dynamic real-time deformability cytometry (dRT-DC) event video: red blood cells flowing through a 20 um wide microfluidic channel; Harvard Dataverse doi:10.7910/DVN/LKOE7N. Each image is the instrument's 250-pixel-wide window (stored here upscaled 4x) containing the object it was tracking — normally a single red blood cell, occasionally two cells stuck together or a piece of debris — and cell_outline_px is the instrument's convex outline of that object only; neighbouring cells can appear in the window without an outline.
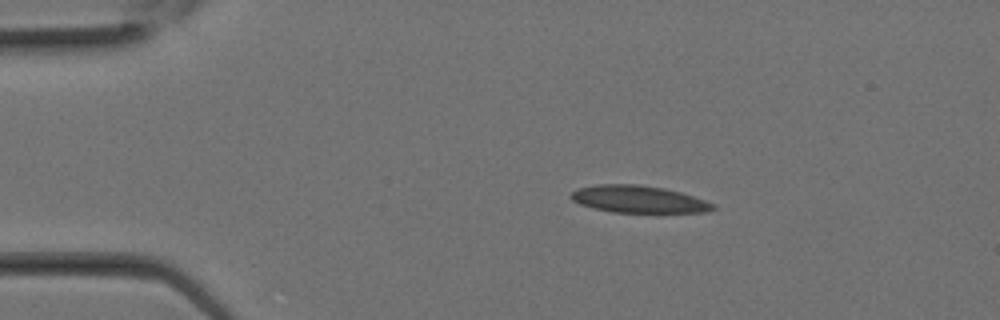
{"species": "Egyptian fruit bat (a non-hibernating species)", "species_latin": "Rousettus aegyptiacus", "temperature_condition": "room temperature", "stored_images_in_passage": 7, "camera_frame_rate_fps": 3000, "um_per_image_px": 0.085, "animal": {"sex": "female"}, "frame": {"image": 1, "passage_image": 3, "time_ms": 0.667, "image_size_px": [1000, 320], "cell_outline_px": [[716, 208], [708, 212], [612, 212], [592, 208], [580, 204], [572, 200], [568, 196], [576, 188], [596, 184], [640, 184], [664, 188], [680, 192], [716, 204]], "centroid_in_image_um": [54.24, 16.92], "position_along_channel_um": 30.8, "area_um2": 22.6}}